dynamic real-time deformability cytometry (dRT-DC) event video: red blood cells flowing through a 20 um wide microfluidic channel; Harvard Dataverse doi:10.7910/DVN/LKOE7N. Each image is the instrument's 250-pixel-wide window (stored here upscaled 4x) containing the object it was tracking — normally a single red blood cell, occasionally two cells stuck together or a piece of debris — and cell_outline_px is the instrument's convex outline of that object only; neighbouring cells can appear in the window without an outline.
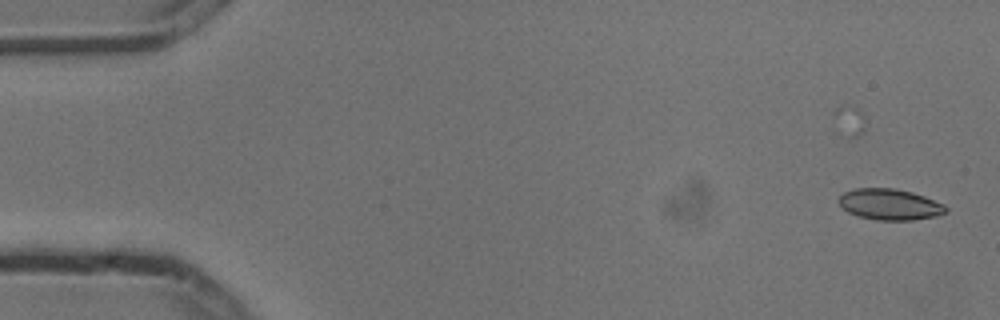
{"species": "common noctule bat (a hibernating species)", "species_latin": "Nyctalus noctula", "temperature_condition": "cold", "stored_images_in_passage": 6, "camera_frame_rate_fps": 3000, "um_per_image_px": 0.085, "animal": {"sex": "male", "body_mass_g": 13.3}, "frame": {"image": 1, "passage_image": 2, "time_ms": 0.333, "image_size_px": [1000, 320], "cell_outline_px": [[948, 212], [936, 216], [912, 220], [876, 220], [860, 216], [848, 212], [840, 204], [840, 196], [844, 192], [856, 188], [896, 188], [912, 192], [924, 196], [944, 204], [948, 208]], "centroid_in_image_um": [75.68, 17.37], "position_along_channel_um": 9.3, "area_um2": 19.31}}
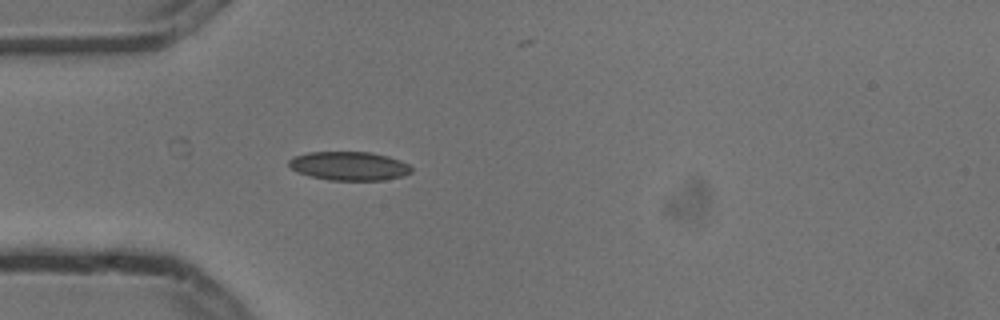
{"frame": {"image": 2, "passage_image": 5, "time_ms": 1.333, "image_size_px": [1000, 320], "cell_outline_px": [[412, 172], [404, 176], [384, 180], [328, 180], [312, 176], [300, 172], [292, 168], [288, 164], [288, 160], [292, 156], [308, 152], [368, 152], [388, 156], [400, 160], [408, 164], [412, 168]], "centroid_in_image_um": [29.7, 14.1], "position_along_channel_um": 55.3, "area_um2": 20.52}}